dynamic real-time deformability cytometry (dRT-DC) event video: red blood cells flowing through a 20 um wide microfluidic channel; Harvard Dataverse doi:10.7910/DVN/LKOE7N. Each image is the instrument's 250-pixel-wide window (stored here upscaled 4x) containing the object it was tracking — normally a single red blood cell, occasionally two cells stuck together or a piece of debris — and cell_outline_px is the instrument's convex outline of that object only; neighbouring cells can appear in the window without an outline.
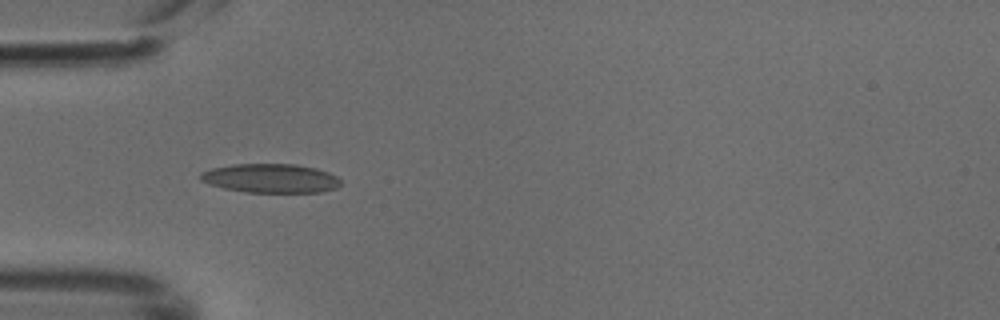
{"species": "common noctule bat (a hibernating species)", "species_latin": "Nyctalus noctula", "temperature_condition": "cold", "stored_images_in_passage": 6, "camera_frame_rate_fps": 3000, "um_per_image_px": 0.085, "animal": {"sex": "male", "body_mass_g": 18.8}, "frame": {"image": 1, "passage_image": 3, "time_ms": 0.667, "image_size_px": [1000, 320], "cell_outline_px": [[340, 184], [336, 188], [320, 192], [244, 192], [224, 188], [208, 184], [200, 180], [200, 172], [212, 168], [232, 164], [296, 164], [316, 168], [328, 172], [336, 176], [340, 180]], "centroid_in_image_um": [22.98, 15.15], "position_along_channel_um": 62.0, "area_um2": 23.76}}